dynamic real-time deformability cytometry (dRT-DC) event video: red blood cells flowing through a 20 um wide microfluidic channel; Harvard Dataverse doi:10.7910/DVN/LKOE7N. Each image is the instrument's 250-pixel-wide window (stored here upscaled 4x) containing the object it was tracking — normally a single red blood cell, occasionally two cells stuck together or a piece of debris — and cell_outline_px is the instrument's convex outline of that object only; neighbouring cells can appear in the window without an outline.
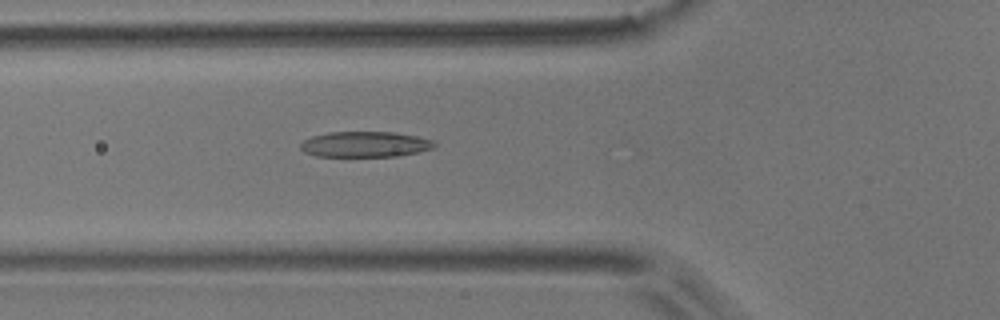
{"species": "common noctule bat (a hibernating species)", "species_latin": "Nyctalus noctula", "temperature_condition": "room temperature", "stored_images_in_passage": 23, "camera_frame_rate_fps": 3000, "um_per_image_px": 0.085, "animal": {"sex": "male", "body_mass_g": 17.9}, "frame": {"image": 1, "passage_image": 19, "time_ms": 6.0, "image_size_px": [1000, 320], "cell_outline_px": [[436, 144], [432, 148], [400, 156], [316, 156], [304, 152], [300, 148], [300, 144], [304, 140], [312, 136], [328, 132], [392, 132], [416, 136], [432, 140]], "centroid_in_image_um": [30.99, 12.26], "position_along_channel_um": 94.8, "area_um2": 19.83}}
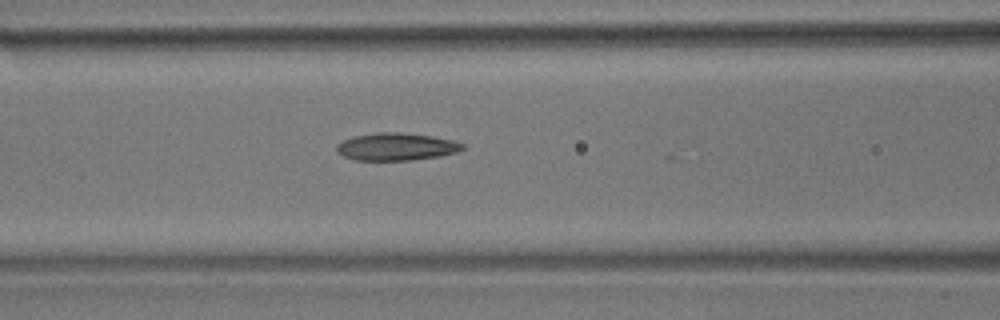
{"frame": {"image": 2, "passage_image": 22, "time_ms": 7.0, "image_size_px": [1000, 320], "cell_outline_px": [[464, 148], [456, 152], [440, 156], [412, 160], [352, 160], [336, 152], [336, 144], [352, 136], [376, 132], [396, 132], [432, 136], [452, 140], [464, 144]], "centroid_in_image_um": [33.64, 12.47], "position_along_channel_um": 133.0, "area_um2": 20.23}}